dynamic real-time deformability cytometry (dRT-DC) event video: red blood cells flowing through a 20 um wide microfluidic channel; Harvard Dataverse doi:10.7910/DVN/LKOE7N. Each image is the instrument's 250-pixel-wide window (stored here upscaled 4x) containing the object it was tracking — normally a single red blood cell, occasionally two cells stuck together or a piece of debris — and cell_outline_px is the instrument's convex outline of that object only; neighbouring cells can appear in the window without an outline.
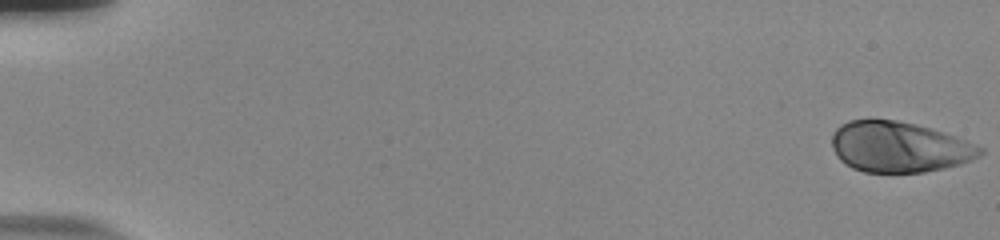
{"species": "human", "species_latin": "Homo sapiens", "temperature_condition": "room temperature", "stored_images_in_passage": 56, "camera_frame_rate_fps": 3000, "um_per_image_px": 0.085, "donor": {"sex": "male"}, "frame": {"image": 1, "passage_image": 1, "time_ms": 0.0, "image_size_px": [1000, 240], "cell_outline_px": [[984, 152], [980, 156], [960, 164], [944, 168], [924, 172], [864, 172], [852, 168], [844, 164], [836, 156], [832, 148], [832, 132], [840, 124], [848, 120], [896, 120], [944, 132], [956, 136], [984, 148]], "centroid_in_image_um": [76.4, 12.5], "position_along_channel_um": 8.6, "area_um2": 43.75}}
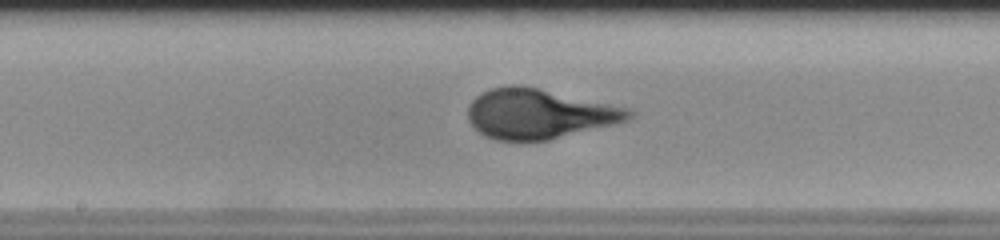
{"frame": {"image": 2, "passage_image": 31, "time_ms": 10.0, "image_size_px": [1000, 240], "cell_outline_px": [[632, 116], [628, 120], [548, 140], [496, 140], [484, 136], [468, 120], [468, 108], [472, 100], [476, 96], [492, 88], [508, 84], [520, 84], [628, 108], [632, 112]], "centroid_in_image_um": [45.77, 9.66], "position_along_channel_um": 202.4, "area_um2": 46.12}}
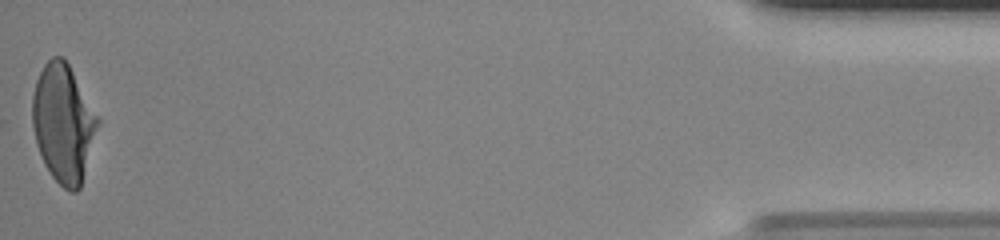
{"frame": {"image": 3, "passage_image": 56, "time_ms": 18.333, "image_size_px": [1000, 240], "cell_outline_px": [[100, 120], [80, 188], [76, 192], [72, 192], [64, 188], [52, 176], [44, 164], [36, 144], [32, 124], [32, 96], [36, 80], [44, 64], [52, 56], [64, 56]], "centroid_in_image_um": [5.36, 10.46], "position_along_channel_um": 429.8, "area_um2": 44.74}}